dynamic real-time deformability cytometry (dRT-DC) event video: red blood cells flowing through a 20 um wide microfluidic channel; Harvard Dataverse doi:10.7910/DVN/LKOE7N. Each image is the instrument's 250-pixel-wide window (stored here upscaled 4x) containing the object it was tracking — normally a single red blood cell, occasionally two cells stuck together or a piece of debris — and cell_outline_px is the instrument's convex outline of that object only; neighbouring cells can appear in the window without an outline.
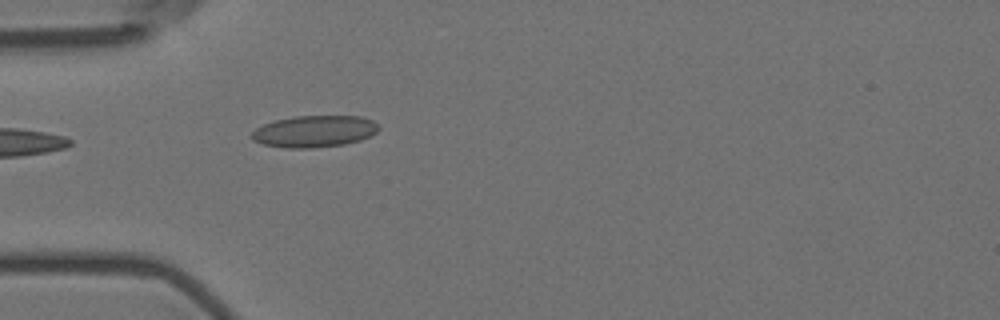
{"species": "Egyptian fruit bat (a non-hibernating species)", "species_latin": "Rousettus aegyptiacus", "temperature_condition": "room temperature", "stored_images_in_passage": 5, "camera_frame_rate_fps": 3000, "um_per_image_px": 0.085, "animal": {"sex": "female"}, "frame": {"image": 1, "passage_image": 5, "time_ms": 1.333, "image_size_px": [1000, 320], "cell_outline_px": [[380, 128], [376, 132], [360, 140], [344, 144], [312, 148], [284, 148], [264, 144], [252, 140], [252, 132], [256, 128], [264, 124], [276, 120], [296, 116], [360, 116], [372, 120]], "centroid_in_image_um": [26.71, 11.17], "position_along_channel_um": 58.3, "area_um2": 23.29}}